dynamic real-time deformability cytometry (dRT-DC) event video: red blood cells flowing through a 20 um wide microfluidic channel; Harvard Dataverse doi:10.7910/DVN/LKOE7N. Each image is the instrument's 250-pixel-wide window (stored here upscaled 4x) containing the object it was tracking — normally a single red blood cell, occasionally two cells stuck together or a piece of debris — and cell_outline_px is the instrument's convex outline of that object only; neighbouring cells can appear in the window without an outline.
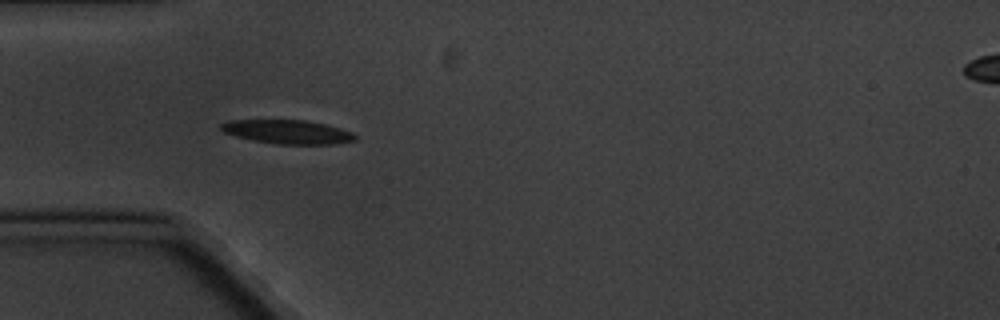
{"species": "common noctule bat (a hibernating species)", "species_latin": "Nyctalus noctula", "temperature_condition": "cold", "stored_images_in_passage": 6, "camera_frame_rate_fps": 3000, "um_per_image_px": 0.085, "animal": {"sex": "male", "body_mass_g": 20.1, "forearm_length_mm": 53.5}, "frame": {"image": 1, "passage_image": 5, "time_ms": 5.667, "image_size_px": [1000, 320], "cell_outline_px": [[356, 140], [336, 144], [276, 144], [252, 140], [236, 136], [224, 132], [220, 128], [220, 124], [228, 120], [304, 120], [324, 124], [340, 128], [352, 132], [356, 136]], "centroid_in_image_um": [24.44, 11.21], "position_along_channel_um": 60.6, "area_um2": 18.61}}